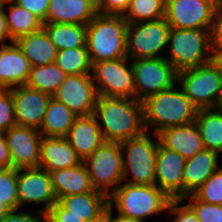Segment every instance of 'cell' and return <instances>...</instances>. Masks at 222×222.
I'll list each match as a JSON object with an SVG mask.
<instances>
[{
    "label": "cell",
    "instance_id": "ffe728a7",
    "mask_svg": "<svg viewBox=\"0 0 222 222\" xmlns=\"http://www.w3.org/2000/svg\"><path fill=\"white\" fill-rule=\"evenodd\" d=\"M31 64L15 42L0 49V88H12L26 84Z\"/></svg>",
    "mask_w": 222,
    "mask_h": 222
},
{
    "label": "cell",
    "instance_id": "ee69618b",
    "mask_svg": "<svg viewBox=\"0 0 222 222\" xmlns=\"http://www.w3.org/2000/svg\"><path fill=\"white\" fill-rule=\"evenodd\" d=\"M0 168H13L10 151L3 132H0Z\"/></svg>",
    "mask_w": 222,
    "mask_h": 222
},
{
    "label": "cell",
    "instance_id": "e575fe53",
    "mask_svg": "<svg viewBox=\"0 0 222 222\" xmlns=\"http://www.w3.org/2000/svg\"><path fill=\"white\" fill-rule=\"evenodd\" d=\"M193 195L202 202L222 205V167H219Z\"/></svg>",
    "mask_w": 222,
    "mask_h": 222
},
{
    "label": "cell",
    "instance_id": "b9f144b4",
    "mask_svg": "<svg viewBox=\"0 0 222 222\" xmlns=\"http://www.w3.org/2000/svg\"><path fill=\"white\" fill-rule=\"evenodd\" d=\"M18 209L9 210L1 219L0 222H46V213L38 211V214L21 212L17 213Z\"/></svg>",
    "mask_w": 222,
    "mask_h": 222
},
{
    "label": "cell",
    "instance_id": "ab89813d",
    "mask_svg": "<svg viewBox=\"0 0 222 222\" xmlns=\"http://www.w3.org/2000/svg\"><path fill=\"white\" fill-rule=\"evenodd\" d=\"M131 0H97V10L100 14L123 15Z\"/></svg>",
    "mask_w": 222,
    "mask_h": 222
},
{
    "label": "cell",
    "instance_id": "6da1fadb",
    "mask_svg": "<svg viewBox=\"0 0 222 222\" xmlns=\"http://www.w3.org/2000/svg\"><path fill=\"white\" fill-rule=\"evenodd\" d=\"M93 115L102 122L98 125L105 142L121 143L146 132L142 102L136 99L98 96Z\"/></svg>",
    "mask_w": 222,
    "mask_h": 222
},
{
    "label": "cell",
    "instance_id": "5b68a950",
    "mask_svg": "<svg viewBox=\"0 0 222 222\" xmlns=\"http://www.w3.org/2000/svg\"><path fill=\"white\" fill-rule=\"evenodd\" d=\"M210 30L170 29L167 44L170 56L165 58L177 72L195 68L213 60Z\"/></svg>",
    "mask_w": 222,
    "mask_h": 222
},
{
    "label": "cell",
    "instance_id": "7402d4cb",
    "mask_svg": "<svg viewBox=\"0 0 222 222\" xmlns=\"http://www.w3.org/2000/svg\"><path fill=\"white\" fill-rule=\"evenodd\" d=\"M82 159L66 137H42L39 167L47 172L78 166Z\"/></svg>",
    "mask_w": 222,
    "mask_h": 222
},
{
    "label": "cell",
    "instance_id": "836d02e7",
    "mask_svg": "<svg viewBox=\"0 0 222 222\" xmlns=\"http://www.w3.org/2000/svg\"><path fill=\"white\" fill-rule=\"evenodd\" d=\"M0 201L10 210L19 209L16 168H0Z\"/></svg>",
    "mask_w": 222,
    "mask_h": 222
},
{
    "label": "cell",
    "instance_id": "d6986e66",
    "mask_svg": "<svg viewBox=\"0 0 222 222\" xmlns=\"http://www.w3.org/2000/svg\"><path fill=\"white\" fill-rule=\"evenodd\" d=\"M65 137L82 161L105 142L93 114L78 116Z\"/></svg>",
    "mask_w": 222,
    "mask_h": 222
},
{
    "label": "cell",
    "instance_id": "f1b7e54d",
    "mask_svg": "<svg viewBox=\"0 0 222 222\" xmlns=\"http://www.w3.org/2000/svg\"><path fill=\"white\" fill-rule=\"evenodd\" d=\"M195 123L204 147L219 154L222 153V113L212 109H200Z\"/></svg>",
    "mask_w": 222,
    "mask_h": 222
},
{
    "label": "cell",
    "instance_id": "cb8c5ba5",
    "mask_svg": "<svg viewBox=\"0 0 222 222\" xmlns=\"http://www.w3.org/2000/svg\"><path fill=\"white\" fill-rule=\"evenodd\" d=\"M49 175L57 199L64 196L97 191L93 188L83 162L78 166L49 172Z\"/></svg>",
    "mask_w": 222,
    "mask_h": 222
},
{
    "label": "cell",
    "instance_id": "ac0fdd59",
    "mask_svg": "<svg viewBox=\"0 0 222 222\" xmlns=\"http://www.w3.org/2000/svg\"><path fill=\"white\" fill-rule=\"evenodd\" d=\"M97 14V0H49L43 23L87 25Z\"/></svg>",
    "mask_w": 222,
    "mask_h": 222
},
{
    "label": "cell",
    "instance_id": "2e32d148",
    "mask_svg": "<svg viewBox=\"0 0 222 222\" xmlns=\"http://www.w3.org/2000/svg\"><path fill=\"white\" fill-rule=\"evenodd\" d=\"M186 159L160 143L156 154L155 185L170 199H183V172Z\"/></svg>",
    "mask_w": 222,
    "mask_h": 222
},
{
    "label": "cell",
    "instance_id": "4fadbf2b",
    "mask_svg": "<svg viewBox=\"0 0 222 222\" xmlns=\"http://www.w3.org/2000/svg\"><path fill=\"white\" fill-rule=\"evenodd\" d=\"M19 209L28 203H45L38 211L46 213L57 201L49 172L41 167L17 169Z\"/></svg>",
    "mask_w": 222,
    "mask_h": 222
},
{
    "label": "cell",
    "instance_id": "f5cc1de1",
    "mask_svg": "<svg viewBox=\"0 0 222 222\" xmlns=\"http://www.w3.org/2000/svg\"><path fill=\"white\" fill-rule=\"evenodd\" d=\"M1 1L5 3V2H9V1H11V0H1Z\"/></svg>",
    "mask_w": 222,
    "mask_h": 222
},
{
    "label": "cell",
    "instance_id": "44dd1931",
    "mask_svg": "<svg viewBox=\"0 0 222 222\" xmlns=\"http://www.w3.org/2000/svg\"><path fill=\"white\" fill-rule=\"evenodd\" d=\"M157 136L163 147L178 152L185 159L205 148L195 122L163 129Z\"/></svg>",
    "mask_w": 222,
    "mask_h": 222
},
{
    "label": "cell",
    "instance_id": "f6af8a7d",
    "mask_svg": "<svg viewBox=\"0 0 222 222\" xmlns=\"http://www.w3.org/2000/svg\"><path fill=\"white\" fill-rule=\"evenodd\" d=\"M7 3L5 2L3 4V7L0 9V43L2 45H5V40L9 39L11 42V36L8 30L6 16H5V6Z\"/></svg>",
    "mask_w": 222,
    "mask_h": 222
},
{
    "label": "cell",
    "instance_id": "7c38bea8",
    "mask_svg": "<svg viewBox=\"0 0 222 222\" xmlns=\"http://www.w3.org/2000/svg\"><path fill=\"white\" fill-rule=\"evenodd\" d=\"M222 0H166L164 18L171 28L211 29Z\"/></svg>",
    "mask_w": 222,
    "mask_h": 222
},
{
    "label": "cell",
    "instance_id": "f35d334b",
    "mask_svg": "<svg viewBox=\"0 0 222 222\" xmlns=\"http://www.w3.org/2000/svg\"><path fill=\"white\" fill-rule=\"evenodd\" d=\"M183 199H171L166 211L169 216H173L171 222H199L196 213L192 207L187 203L185 205H179Z\"/></svg>",
    "mask_w": 222,
    "mask_h": 222
},
{
    "label": "cell",
    "instance_id": "60d3db41",
    "mask_svg": "<svg viewBox=\"0 0 222 222\" xmlns=\"http://www.w3.org/2000/svg\"><path fill=\"white\" fill-rule=\"evenodd\" d=\"M46 222H85L70 214L58 201L46 212Z\"/></svg>",
    "mask_w": 222,
    "mask_h": 222
},
{
    "label": "cell",
    "instance_id": "4dcf8cb0",
    "mask_svg": "<svg viewBox=\"0 0 222 222\" xmlns=\"http://www.w3.org/2000/svg\"><path fill=\"white\" fill-rule=\"evenodd\" d=\"M67 74L55 63L31 67L26 86L50 94L56 92L64 82Z\"/></svg>",
    "mask_w": 222,
    "mask_h": 222
},
{
    "label": "cell",
    "instance_id": "8d00e7d4",
    "mask_svg": "<svg viewBox=\"0 0 222 222\" xmlns=\"http://www.w3.org/2000/svg\"><path fill=\"white\" fill-rule=\"evenodd\" d=\"M16 125L11 88H0V132Z\"/></svg>",
    "mask_w": 222,
    "mask_h": 222
},
{
    "label": "cell",
    "instance_id": "1f68e13d",
    "mask_svg": "<svg viewBox=\"0 0 222 222\" xmlns=\"http://www.w3.org/2000/svg\"><path fill=\"white\" fill-rule=\"evenodd\" d=\"M55 64L67 75L91 74L92 72L87 47L58 50Z\"/></svg>",
    "mask_w": 222,
    "mask_h": 222
},
{
    "label": "cell",
    "instance_id": "8fae6325",
    "mask_svg": "<svg viewBox=\"0 0 222 222\" xmlns=\"http://www.w3.org/2000/svg\"><path fill=\"white\" fill-rule=\"evenodd\" d=\"M128 57L105 60L92 64V78L98 96L135 99L131 64ZM98 83V84H96Z\"/></svg>",
    "mask_w": 222,
    "mask_h": 222
},
{
    "label": "cell",
    "instance_id": "ba28073f",
    "mask_svg": "<svg viewBox=\"0 0 222 222\" xmlns=\"http://www.w3.org/2000/svg\"><path fill=\"white\" fill-rule=\"evenodd\" d=\"M93 188L109 196L123 181V154L118 142H104L82 161Z\"/></svg>",
    "mask_w": 222,
    "mask_h": 222
},
{
    "label": "cell",
    "instance_id": "e0dca14e",
    "mask_svg": "<svg viewBox=\"0 0 222 222\" xmlns=\"http://www.w3.org/2000/svg\"><path fill=\"white\" fill-rule=\"evenodd\" d=\"M16 125L40 129L51 95L26 85L12 87Z\"/></svg>",
    "mask_w": 222,
    "mask_h": 222
},
{
    "label": "cell",
    "instance_id": "7a4b0ae2",
    "mask_svg": "<svg viewBox=\"0 0 222 222\" xmlns=\"http://www.w3.org/2000/svg\"><path fill=\"white\" fill-rule=\"evenodd\" d=\"M176 85L142 101L145 131L152 126L153 134L163 129L194 123L198 109Z\"/></svg>",
    "mask_w": 222,
    "mask_h": 222
},
{
    "label": "cell",
    "instance_id": "74e56055",
    "mask_svg": "<svg viewBox=\"0 0 222 222\" xmlns=\"http://www.w3.org/2000/svg\"><path fill=\"white\" fill-rule=\"evenodd\" d=\"M210 41L212 59L216 61L222 56V2L215 12L214 22L210 30Z\"/></svg>",
    "mask_w": 222,
    "mask_h": 222
},
{
    "label": "cell",
    "instance_id": "c3c4849f",
    "mask_svg": "<svg viewBox=\"0 0 222 222\" xmlns=\"http://www.w3.org/2000/svg\"><path fill=\"white\" fill-rule=\"evenodd\" d=\"M211 109L216 111V112L222 113V88L219 91V93L217 95V98H216V100H215Z\"/></svg>",
    "mask_w": 222,
    "mask_h": 222
},
{
    "label": "cell",
    "instance_id": "52a82bcc",
    "mask_svg": "<svg viewBox=\"0 0 222 222\" xmlns=\"http://www.w3.org/2000/svg\"><path fill=\"white\" fill-rule=\"evenodd\" d=\"M177 85L198 110L211 109L222 88V70L215 60H211L177 72Z\"/></svg>",
    "mask_w": 222,
    "mask_h": 222
},
{
    "label": "cell",
    "instance_id": "681fc988",
    "mask_svg": "<svg viewBox=\"0 0 222 222\" xmlns=\"http://www.w3.org/2000/svg\"><path fill=\"white\" fill-rule=\"evenodd\" d=\"M9 210H10V209L0 201V219H1Z\"/></svg>",
    "mask_w": 222,
    "mask_h": 222
},
{
    "label": "cell",
    "instance_id": "5bb4252c",
    "mask_svg": "<svg viewBox=\"0 0 222 222\" xmlns=\"http://www.w3.org/2000/svg\"><path fill=\"white\" fill-rule=\"evenodd\" d=\"M52 97L77 116L92 115L98 98L92 74L67 75Z\"/></svg>",
    "mask_w": 222,
    "mask_h": 222
},
{
    "label": "cell",
    "instance_id": "816d5d0a",
    "mask_svg": "<svg viewBox=\"0 0 222 222\" xmlns=\"http://www.w3.org/2000/svg\"><path fill=\"white\" fill-rule=\"evenodd\" d=\"M4 2L0 0V9L3 7Z\"/></svg>",
    "mask_w": 222,
    "mask_h": 222
},
{
    "label": "cell",
    "instance_id": "9a60e30c",
    "mask_svg": "<svg viewBox=\"0 0 222 222\" xmlns=\"http://www.w3.org/2000/svg\"><path fill=\"white\" fill-rule=\"evenodd\" d=\"M13 168L39 167L42 135L39 129L15 125L4 132Z\"/></svg>",
    "mask_w": 222,
    "mask_h": 222
},
{
    "label": "cell",
    "instance_id": "277c9868",
    "mask_svg": "<svg viewBox=\"0 0 222 222\" xmlns=\"http://www.w3.org/2000/svg\"><path fill=\"white\" fill-rule=\"evenodd\" d=\"M108 199L109 205L115 203L119 214L140 222H144L146 218L155 214L165 212L171 200L156 185H132L128 183H122L112 191Z\"/></svg>",
    "mask_w": 222,
    "mask_h": 222
},
{
    "label": "cell",
    "instance_id": "d6a6232c",
    "mask_svg": "<svg viewBox=\"0 0 222 222\" xmlns=\"http://www.w3.org/2000/svg\"><path fill=\"white\" fill-rule=\"evenodd\" d=\"M166 0H131L122 15L127 23L154 21L164 17Z\"/></svg>",
    "mask_w": 222,
    "mask_h": 222
},
{
    "label": "cell",
    "instance_id": "f907efd6",
    "mask_svg": "<svg viewBox=\"0 0 222 222\" xmlns=\"http://www.w3.org/2000/svg\"><path fill=\"white\" fill-rule=\"evenodd\" d=\"M216 62L219 64V66H220V68H221V70H222V56H220V57L216 60Z\"/></svg>",
    "mask_w": 222,
    "mask_h": 222
},
{
    "label": "cell",
    "instance_id": "484cf974",
    "mask_svg": "<svg viewBox=\"0 0 222 222\" xmlns=\"http://www.w3.org/2000/svg\"><path fill=\"white\" fill-rule=\"evenodd\" d=\"M108 196L100 191L64 196L58 202L68 211L83 221L94 219L103 213L109 205Z\"/></svg>",
    "mask_w": 222,
    "mask_h": 222
},
{
    "label": "cell",
    "instance_id": "7dc6e473",
    "mask_svg": "<svg viewBox=\"0 0 222 222\" xmlns=\"http://www.w3.org/2000/svg\"><path fill=\"white\" fill-rule=\"evenodd\" d=\"M86 222H109V205L107 206L106 210L99 216Z\"/></svg>",
    "mask_w": 222,
    "mask_h": 222
},
{
    "label": "cell",
    "instance_id": "83f0119b",
    "mask_svg": "<svg viewBox=\"0 0 222 222\" xmlns=\"http://www.w3.org/2000/svg\"><path fill=\"white\" fill-rule=\"evenodd\" d=\"M43 29L57 50L86 46V25L43 23Z\"/></svg>",
    "mask_w": 222,
    "mask_h": 222
},
{
    "label": "cell",
    "instance_id": "f546056e",
    "mask_svg": "<svg viewBox=\"0 0 222 222\" xmlns=\"http://www.w3.org/2000/svg\"><path fill=\"white\" fill-rule=\"evenodd\" d=\"M6 3L9 4V13L5 11V16L11 36V43L19 37L38 32L43 28V22L27 9L14 3L12 0Z\"/></svg>",
    "mask_w": 222,
    "mask_h": 222
},
{
    "label": "cell",
    "instance_id": "3957f363",
    "mask_svg": "<svg viewBox=\"0 0 222 222\" xmlns=\"http://www.w3.org/2000/svg\"><path fill=\"white\" fill-rule=\"evenodd\" d=\"M127 24L122 15L98 13L86 25V46L91 64L127 57Z\"/></svg>",
    "mask_w": 222,
    "mask_h": 222
},
{
    "label": "cell",
    "instance_id": "8992f818",
    "mask_svg": "<svg viewBox=\"0 0 222 222\" xmlns=\"http://www.w3.org/2000/svg\"><path fill=\"white\" fill-rule=\"evenodd\" d=\"M145 132L143 135L120 143L123 154V181L132 185H155L156 154L159 146L157 134H153L156 142ZM125 154V155H124ZM125 157V158H124Z\"/></svg>",
    "mask_w": 222,
    "mask_h": 222
},
{
    "label": "cell",
    "instance_id": "4316f807",
    "mask_svg": "<svg viewBox=\"0 0 222 222\" xmlns=\"http://www.w3.org/2000/svg\"><path fill=\"white\" fill-rule=\"evenodd\" d=\"M78 116L62 102L51 99L39 129L44 137H65Z\"/></svg>",
    "mask_w": 222,
    "mask_h": 222
},
{
    "label": "cell",
    "instance_id": "603a6c76",
    "mask_svg": "<svg viewBox=\"0 0 222 222\" xmlns=\"http://www.w3.org/2000/svg\"><path fill=\"white\" fill-rule=\"evenodd\" d=\"M219 153L204 148L186 159L183 172V198L193 194L219 167Z\"/></svg>",
    "mask_w": 222,
    "mask_h": 222
},
{
    "label": "cell",
    "instance_id": "30bf717a",
    "mask_svg": "<svg viewBox=\"0 0 222 222\" xmlns=\"http://www.w3.org/2000/svg\"><path fill=\"white\" fill-rule=\"evenodd\" d=\"M170 29L164 17L154 21L128 23L127 57L130 60L164 57L159 52L166 49Z\"/></svg>",
    "mask_w": 222,
    "mask_h": 222
},
{
    "label": "cell",
    "instance_id": "9c48e42d",
    "mask_svg": "<svg viewBox=\"0 0 222 222\" xmlns=\"http://www.w3.org/2000/svg\"><path fill=\"white\" fill-rule=\"evenodd\" d=\"M130 62L135 99L139 102L177 84V71L165 57L139 58Z\"/></svg>",
    "mask_w": 222,
    "mask_h": 222
},
{
    "label": "cell",
    "instance_id": "7bdbcfd3",
    "mask_svg": "<svg viewBox=\"0 0 222 222\" xmlns=\"http://www.w3.org/2000/svg\"><path fill=\"white\" fill-rule=\"evenodd\" d=\"M14 3L27 9L30 13L45 21L49 9V0H12Z\"/></svg>",
    "mask_w": 222,
    "mask_h": 222
},
{
    "label": "cell",
    "instance_id": "bcb514c9",
    "mask_svg": "<svg viewBox=\"0 0 222 222\" xmlns=\"http://www.w3.org/2000/svg\"><path fill=\"white\" fill-rule=\"evenodd\" d=\"M112 210H113V205H109V222H140L136 219H132L130 217L123 216L118 213V215L114 218H112Z\"/></svg>",
    "mask_w": 222,
    "mask_h": 222
},
{
    "label": "cell",
    "instance_id": "d590c367",
    "mask_svg": "<svg viewBox=\"0 0 222 222\" xmlns=\"http://www.w3.org/2000/svg\"><path fill=\"white\" fill-rule=\"evenodd\" d=\"M189 199L188 203L197 215L199 222H222V205H215L198 200L193 194L183 198Z\"/></svg>",
    "mask_w": 222,
    "mask_h": 222
},
{
    "label": "cell",
    "instance_id": "d4e9b609",
    "mask_svg": "<svg viewBox=\"0 0 222 222\" xmlns=\"http://www.w3.org/2000/svg\"><path fill=\"white\" fill-rule=\"evenodd\" d=\"M14 42L32 67L55 63L58 50L43 28L38 32L19 37Z\"/></svg>",
    "mask_w": 222,
    "mask_h": 222
}]
</instances>
